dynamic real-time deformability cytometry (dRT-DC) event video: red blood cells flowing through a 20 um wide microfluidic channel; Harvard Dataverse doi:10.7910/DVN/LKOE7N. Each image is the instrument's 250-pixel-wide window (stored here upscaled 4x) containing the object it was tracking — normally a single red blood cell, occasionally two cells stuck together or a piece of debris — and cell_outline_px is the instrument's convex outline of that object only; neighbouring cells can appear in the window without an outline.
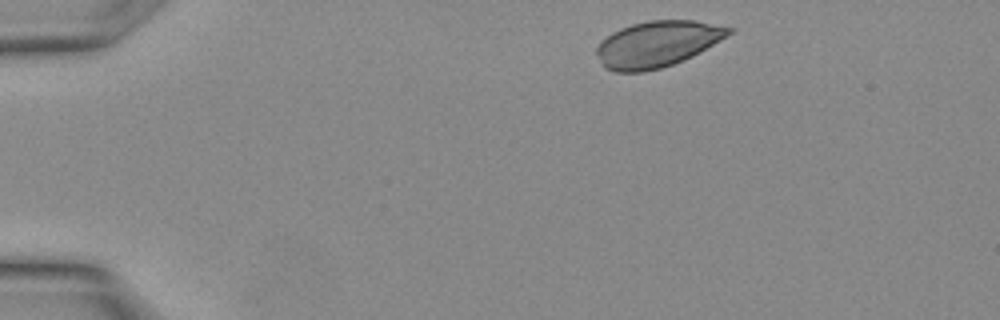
{"species": "Egyptian fruit bat (a non-hibernating species)", "species_latin": "Rousettus aegyptiacus", "temperature_condition": "warm", "stored_images_in_passage": 7, "camera_frame_rate_fps": 3000, "um_per_image_px": 0.085, "animal": {"sex": "female"}, "frame": {"image": 1, "passage_image": 1, "time_ms": 0.0, "image_size_px": [1000, 320], "cell_outline_px": [[736, 28], [732, 32], [720, 40], [700, 52], [684, 60], [660, 68], [644, 72], [616, 72], [604, 68], [596, 52], [596, 48], [612, 32], [620, 28], [632, 24], [648, 20], [692, 20]], "centroid_in_image_um": [55.87, 3.74], "position_along_channel_um": 29.1, "area_um2": 35.26}}